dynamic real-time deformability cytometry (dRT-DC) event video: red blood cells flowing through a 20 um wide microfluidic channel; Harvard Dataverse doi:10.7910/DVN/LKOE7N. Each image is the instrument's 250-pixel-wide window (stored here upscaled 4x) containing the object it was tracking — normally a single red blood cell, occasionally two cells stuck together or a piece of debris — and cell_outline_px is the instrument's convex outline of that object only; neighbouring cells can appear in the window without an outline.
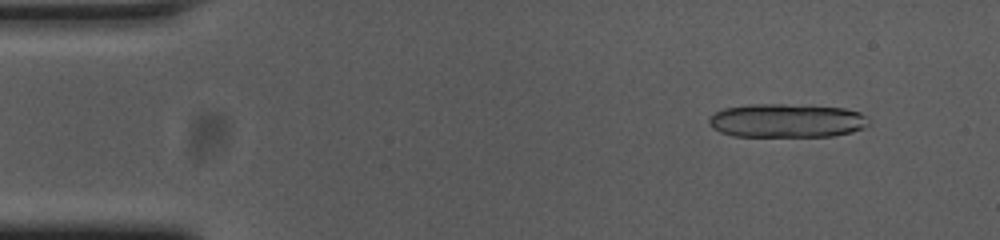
{"species": "common noctule bat (a hibernating species)", "species_latin": "Nyctalus noctula", "temperature_condition": "cold", "stored_images_in_passage": 18, "camera_frame_rate_fps": 3000, "um_per_image_px": 0.085, "animal": {"sex": "female", "body_mass_g": 23.0, "forearm_length_mm": 53.4}, "frame": {"image": 1, "passage_image": 5, "time_ms": 1.333, "image_size_px": [1000, 240], "cell_outline_px": [[868, 124], [864, 128], [852, 132], [832, 136], [732, 136], [720, 132], [712, 128], [708, 124], [708, 120], [716, 112], [724, 108], [752, 104], [784, 104], [844, 108], [860, 112], [868, 120]], "centroid_in_image_um": [66.85, 10.26], "position_along_channel_um": 18.1, "area_um2": 31.39}}